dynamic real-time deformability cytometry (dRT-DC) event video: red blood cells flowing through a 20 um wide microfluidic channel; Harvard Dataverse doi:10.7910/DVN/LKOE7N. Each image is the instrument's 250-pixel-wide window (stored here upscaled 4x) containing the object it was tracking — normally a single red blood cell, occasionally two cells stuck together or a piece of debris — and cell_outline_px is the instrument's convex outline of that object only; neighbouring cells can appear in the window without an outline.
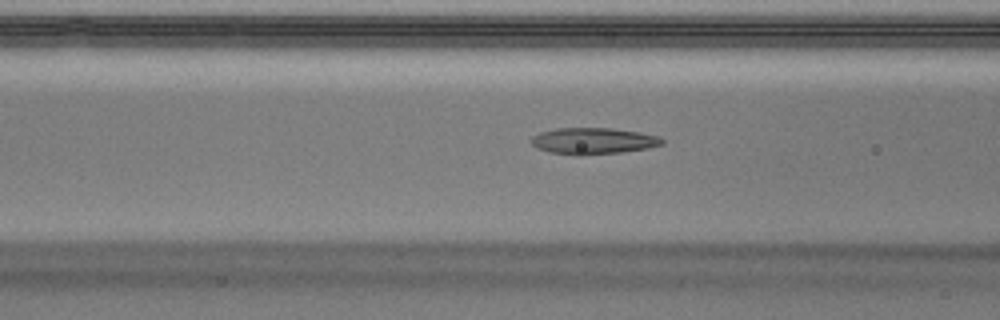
{"species": "Egyptian fruit bat (a non-hibernating species)", "species_latin": "Rousettus aegyptiacus", "temperature_condition": "warm", "stored_images_in_passage": 44, "camera_frame_rate_fps": 3000, "um_per_image_px": 0.085, "animal": {"sex": "male"}, "frame": {"image": 1, "passage_image": 14, "time_ms": 4.333, "image_size_px": [1000, 320], "cell_outline_px": [[664, 144], [648, 148], [620, 152], [580, 156], [576, 156], [552, 152], [540, 148], [532, 144], [528, 140], [532, 136], [540, 132], [556, 128], [612, 128], [640, 132], [660, 136], [664, 140]], "centroid_in_image_um": [50.44, 11.98], "position_along_channel_um": 116.2, "area_um2": 20.29}}
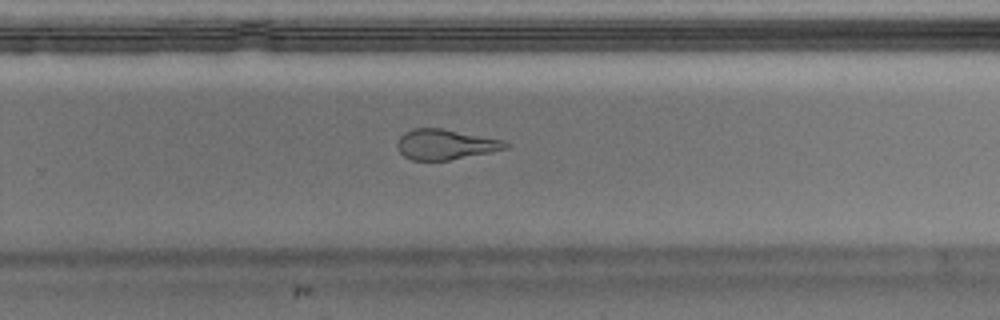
{"frame": {"image": 2, "passage_image": 27, "time_ms": 8.667, "image_size_px": [1000, 320], "cell_outline_px": [[512, 144], [508, 148], [448, 160], [412, 160], [404, 156], [400, 152], [396, 144], [400, 136], [404, 132], [412, 128], [440, 128], [500, 140]], "centroid_in_image_um": [37.8, 12.27], "position_along_channel_um": 292.0, "area_um2": 18.73}}
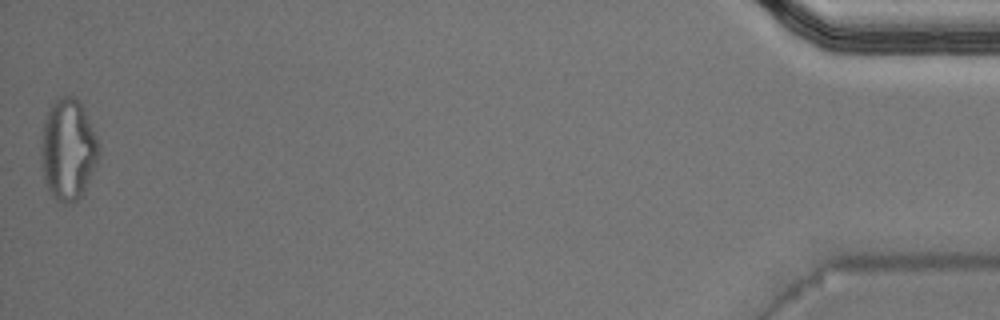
{"frame": {"image": 3, "passage_image": 44, "time_ms": 14.333, "image_size_px": [1000, 320], "cell_outline_px": [[100, 152], [96, 164], [84, 192], [76, 200], [64, 204], [56, 200], [52, 196], [44, 180], [40, 160], [40, 148], [44, 120], [48, 108], [60, 96], [76, 96], [96, 136], [100, 148]], "centroid_in_image_um": [5.76, 12.72], "position_along_channel_um": 429.4, "area_um2": 34.04}, "authors_computed_cell_mechanics": {"area_um2": 19.5075, "velocity_mm_per_s": 4.0598, "shape_relaxation_time_tau1_ms": null, "shape_relaxation_time_tau2_ms": 1.6321, "deformation_change_tau1": null, "deformation_change_tau2": 0.094}}